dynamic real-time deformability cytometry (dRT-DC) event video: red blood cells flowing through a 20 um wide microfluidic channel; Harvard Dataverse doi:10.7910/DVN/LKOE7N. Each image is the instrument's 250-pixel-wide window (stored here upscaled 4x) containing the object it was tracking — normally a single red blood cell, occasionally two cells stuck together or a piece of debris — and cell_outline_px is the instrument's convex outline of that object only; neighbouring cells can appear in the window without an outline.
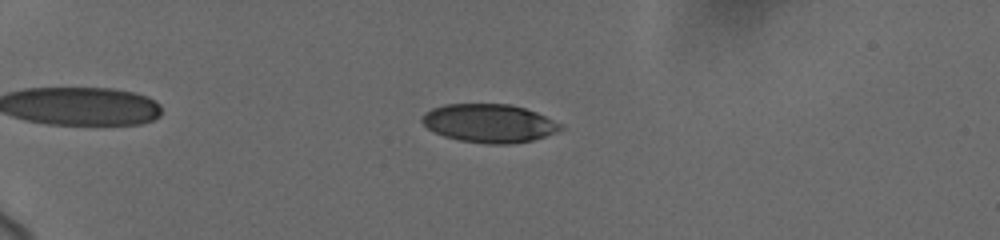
{"species": "human", "species_latin": "Homo sapiens", "temperature_condition": "cold", "stored_images_in_passage": 7, "camera_frame_rate_fps": 3000, "um_per_image_px": 0.085, "donor": {"sex": "female"}, "frame": {"image": 1, "passage_image": 4, "time_ms": 3.0, "image_size_px": [1000, 240], "cell_outline_px": [[564, 128], [556, 132], [532, 140], [508, 144], [488, 144], [460, 140], [444, 136], [428, 128], [420, 120], [420, 116], [424, 112], [432, 108], [444, 104], [512, 104], [536, 112], [564, 124]], "centroid_in_image_um": [41.58, 10.47], "position_along_channel_um": 43.4, "area_um2": 31.1}}
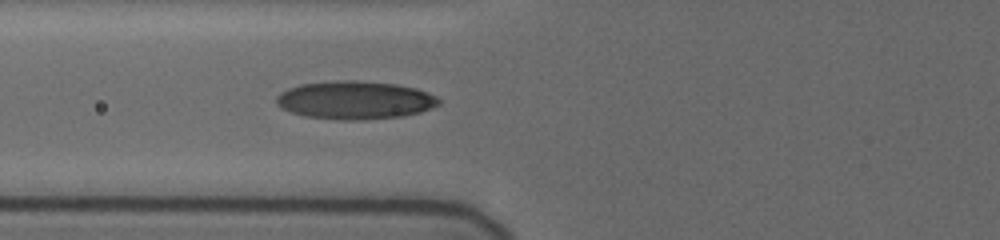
{"frame": {"image": 2, "passage_image": 7, "time_ms": 6.0, "image_size_px": [1000, 240], "cell_outline_px": [[440, 104], [432, 108], [420, 112], [400, 116], [360, 120], [344, 120], [304, 116], [280, 108], [276, 104], [276, 96], [280, 92], [288, 88], [300, 84], [340, 80], [352, 80], [396, 84], [416, 88], [436, 96], [440, 100]], "centroid_in_image_um": [30.15, 8.51], "position_along_channel_um": 95.7, "area_um2": 36.07}}